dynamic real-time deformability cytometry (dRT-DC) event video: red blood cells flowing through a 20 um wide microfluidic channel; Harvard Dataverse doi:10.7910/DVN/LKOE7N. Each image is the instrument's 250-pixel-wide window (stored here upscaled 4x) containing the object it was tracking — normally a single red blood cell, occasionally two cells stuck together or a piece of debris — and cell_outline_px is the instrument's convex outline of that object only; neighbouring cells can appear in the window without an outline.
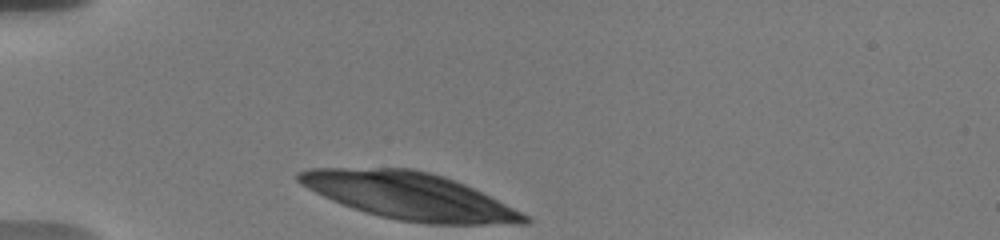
{"species": "human", "species_latin": "Homo sapiens", "temperature_condition": "warm", "stored_images_in_passage": 1, "camera_frame_rate_fps": 3000, "um_per_image_px": 0.085, "donor": {"sex": "male"}, "frame": {"image": 1, "passage_image": 1, "time_ms": 0.0, "image_size_px": [1000, 240], "cell_outline_px": [[532, 220], [528, 224], [428, 224], [396, 220], [364, 212], [332, 200], [300, 184], [296, 180], [296, 172], [308, 168], [412, 168], [432, 172], [456, 180], [528, 216]], "centroid_in_image_um": [34.77, 16.65], "position_along_channel_um": 50.2, "area_um2": 61.44}}